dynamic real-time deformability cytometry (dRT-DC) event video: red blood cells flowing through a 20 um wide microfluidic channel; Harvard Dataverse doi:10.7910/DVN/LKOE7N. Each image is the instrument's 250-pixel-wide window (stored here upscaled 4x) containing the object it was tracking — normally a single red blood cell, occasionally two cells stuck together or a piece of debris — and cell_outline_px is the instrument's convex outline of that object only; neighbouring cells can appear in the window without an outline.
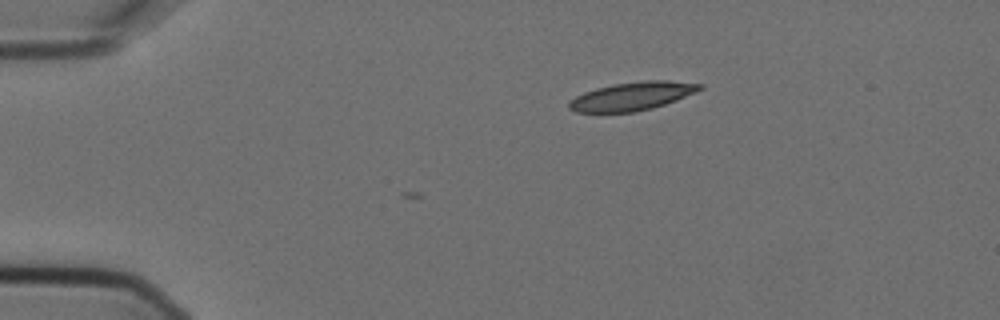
{"species": "Egyptian fruit bat (a non-hibernating species)", "species_latin": "Rousettus aegyptiacus", "temperature_condition": "cold", "stored_images_in_passage": 2, "camera_frame_rate_fps": 3000, "um_per_image_px": 0.085, "animal": {"sex": "female"}, "frame": {"image": 1, "passage_image": 2, "time_ms": 0.333, "image_size_px": [1000, 320], "cell_outline_px": [[704, 88], [696, 92], [676, 100], [652, 108], [636, 112], [576, 112], [568, 108], [568, 100], [584, 92], [596, 88], [612, 84], [644, 80], [668, 80], [704, 84]], "centroid_in_image_um": [53.73, 8.17], "position_along_channel_um": 31.3, "area_um2": 21.73}}